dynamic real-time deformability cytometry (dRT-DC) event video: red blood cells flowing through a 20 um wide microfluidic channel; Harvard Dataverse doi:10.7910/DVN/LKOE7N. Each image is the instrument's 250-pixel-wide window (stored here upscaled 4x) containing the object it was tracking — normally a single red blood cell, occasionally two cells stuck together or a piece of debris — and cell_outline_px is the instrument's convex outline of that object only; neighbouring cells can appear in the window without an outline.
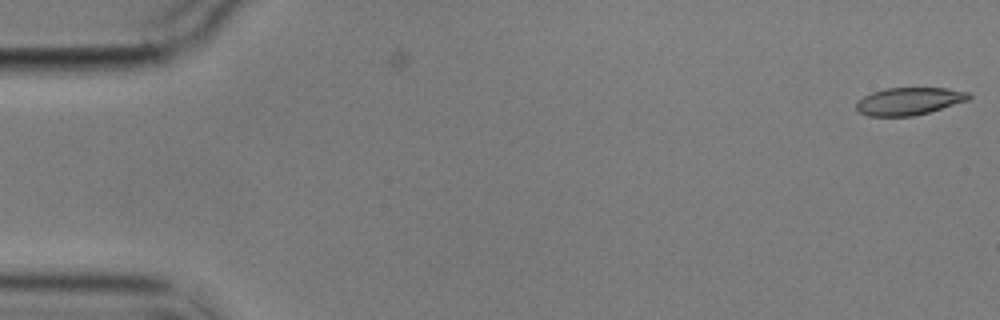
{"species": "common noctule bat (a hibernating species)", "species_latin": "Nyctalus noctula", "temperature_condition": "cold", "stored_images_in_passage": 6, "segment_of_instrument_passage": [2, 2], "camera_frame_rate_fps": 3000, "um_per_image_px": 0.085, "animal": {"sex": "male", "body_mass_g": 17.9}, "frame": {"image": 1, "passage_image": 6, "time_ms": 7.667, "image_size_px": [1000, 320], "cell_outline_px": [[972, 96], [968, 100], [928, 112], [912, 116], [868, 116], [856, 112], [856, 104], [864, 96], [872, 92], [884, 88], [948, 88], [968, 92]], "centroid_in_image_um": [77.24, 8.6], "position_along_channel_um": 7.8, "area_um2": 17.98}}